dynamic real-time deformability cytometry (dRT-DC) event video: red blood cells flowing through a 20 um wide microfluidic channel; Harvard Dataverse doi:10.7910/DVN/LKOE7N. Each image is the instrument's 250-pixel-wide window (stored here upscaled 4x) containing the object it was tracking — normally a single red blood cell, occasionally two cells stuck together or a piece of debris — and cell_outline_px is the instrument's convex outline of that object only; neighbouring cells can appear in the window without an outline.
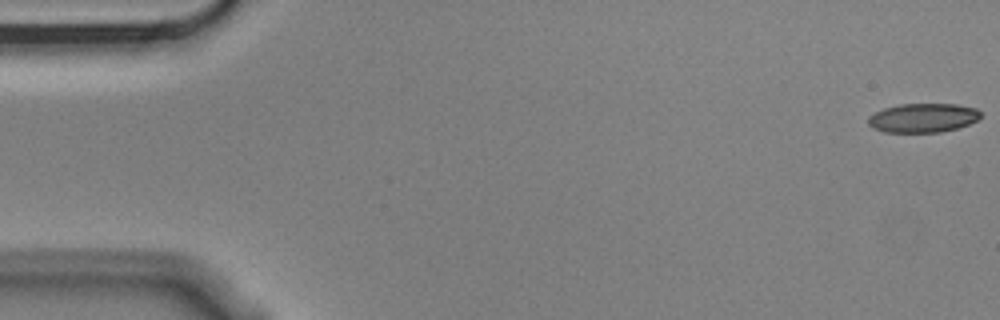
{"species": "Egyptian fruit bat (a non-hibernating species)", "species_latin": "Rousettus aegyptiacus", "temperature_condition": "cold", "stored_images_in_passage": 5, "camera_frame_rate_fps": 3000, "um_per_image_px": 0.085, "animal": {"sex": "male"}, "frame": {"image": 1, "passage_image": 1, "time_ms": 0.0, "image_size_px": [1000, 320], "cell_outline_px": [[980, 116], [976, 120], [968, 124], [956, 128], [940, 132], [884, 132], [872, 128], [868, 124], [868, 116], [884, 108], [900, 104], [956, 104], [976, 108], [980, 112]], "centroid_in_image_um": [78.42, 10.02], "position_along_channel_um": 6.6, "area_um2": 18.96}}
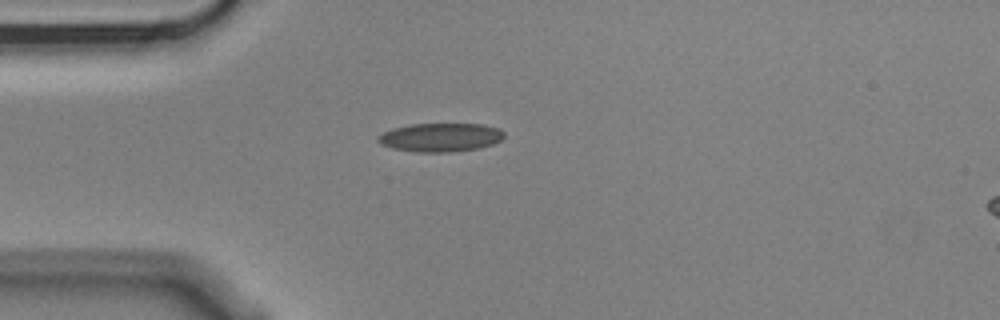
{"frame": {"image": 2, "passage_image": 5, "time_ms": 1.333, "image_size_px": [1000, 320], "cell_outline_px": [[504, 136], [500, 140], [492, 144], [480, 148], [452, 152], [416, 152], [392, 148], [380, 144], [376, 140], [376, 136], [392, 128], [412, 124], [480, 124], [500, 128], [504, 132]], "centroid_in_image_um": [37.42, 11.68], "position_along_channel_um": 47.6, "area_um2": 21.15}}